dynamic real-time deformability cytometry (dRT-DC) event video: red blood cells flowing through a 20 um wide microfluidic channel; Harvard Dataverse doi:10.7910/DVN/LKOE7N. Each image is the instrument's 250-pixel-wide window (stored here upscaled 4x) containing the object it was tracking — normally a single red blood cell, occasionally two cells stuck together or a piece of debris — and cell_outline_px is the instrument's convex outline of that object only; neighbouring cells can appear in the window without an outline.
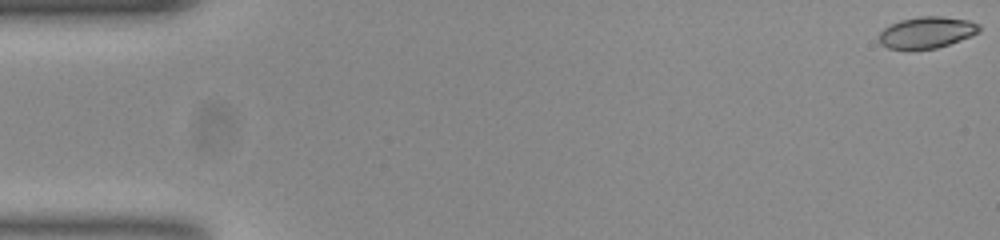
{"species": "common noctule bat (a hibernating species)", "species_latin": "Nyctalus noctula", "temperature_condition": "room temperature", "stored_images_in_passage": 55, "camera_frame_rate_fps": 3000, "um_per_image_px": 0.085, "animal": {"sex": "female", "body_mass_g": 23.0, "forearm_length_mm": 53.4}, "frame": {"image": 1, "passage_image": 1, "time_ms": 0.0, "image_size_px": [1000, 240], "cell_outline_px": [[980, 32], [972, 36], [936, 48], [888, 48], [880, 44], [880, 32], [884, 28], [900, 20], [920, 16], [940, 16], [968, 20], [980, 24]], "centroid_in_image_um": [78.81, 2.74], "position_along_channel_um": 6.2, "area_um2": 18.09}}
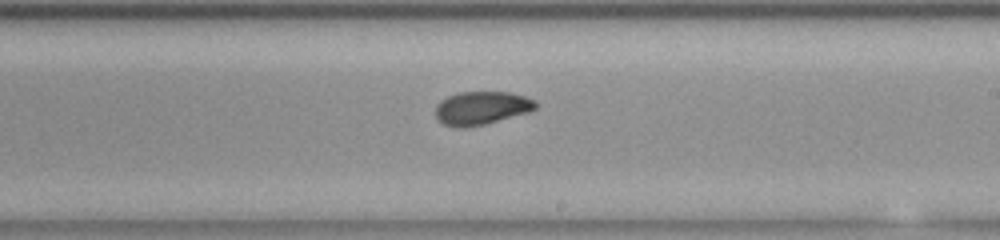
{"frame": {"image": 2, "passage_image": 32, "time_ms": 10.333, "image_size_px": [1000, 240], "cell_outline_px": [[536, 108], [528, 112], [484, 124], [464, 128], [452, 128], [436, 120], [436, 104], [440, 100], [448, 96], [460, 92], [512, 92], [536, 100]], "centroid_in_image_um": [40.89, 9.18], "position_along_channel_um": 248.1, "area_um2": 19.54}}
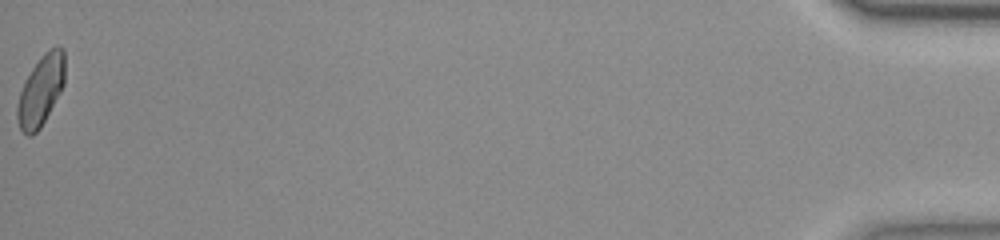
{"frame": {"image": 3, "passage_image": 55, "time_ms": 18.0, "image_size_px": [1000, 240], "cell_outline_px": [[64, 84], [60, 92], [40, 128], [32, 136], [28, 136], [20, 128], [16, 116], [16, 104], [24, 80], [32, 68], [44, 52], [48, 48], [56, 44], [64, 48]], "centroid_in_image_um": [3.46, 7.65], "position_along_channel_um": 431.7, "area_um2": 19.59}, "authors_computed_cell_mechanics": {"area_um2": 19.3052, "velocity_mm_per_s": 3.7631, "shape_relaxation_time_tau1_ms": 11.109, "shape_relaxation_time_tau2_ms": 1.5967, "deformation_change_tau1": 0.2242, "deformation_change_tau2": 0.0531}}